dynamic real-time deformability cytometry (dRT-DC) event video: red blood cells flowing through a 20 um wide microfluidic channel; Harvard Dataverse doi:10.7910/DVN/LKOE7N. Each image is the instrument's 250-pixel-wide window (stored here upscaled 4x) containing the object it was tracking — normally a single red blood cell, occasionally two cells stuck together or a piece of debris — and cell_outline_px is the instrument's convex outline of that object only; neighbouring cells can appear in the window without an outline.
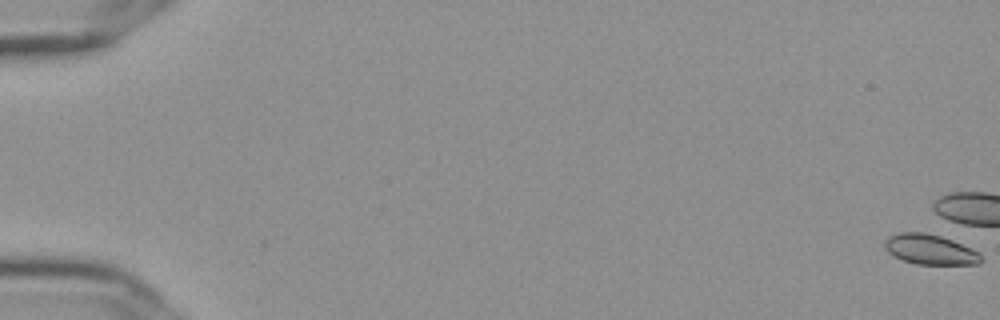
{"species": "Egyptian fruit bat (a non-hibernating species)", "species_latin": "Rousettus aegyptiacus", "temperature_condition": "cold", "stored_images_in_passage": 2, "camera_frame_rate_fps": 3000, "um_per_image_px": 0.085, "frame": {"image": 1, "passage_image": 1, "time_ms": 0.0, "image_size_px": [1000, 320], "cell_outline_px": [[984, 260], [976, 264], [916, 264], [904, 260], [888, 252], [884, 248], [884, 240], [888, 236], [900, 232], [924, 232], [940, 236], [952, 240], [980, 252]], "centroid_in_image_um": [79.06, 21.2], "position_along_channel_um": 5.9, "area_um2": 16.88}}